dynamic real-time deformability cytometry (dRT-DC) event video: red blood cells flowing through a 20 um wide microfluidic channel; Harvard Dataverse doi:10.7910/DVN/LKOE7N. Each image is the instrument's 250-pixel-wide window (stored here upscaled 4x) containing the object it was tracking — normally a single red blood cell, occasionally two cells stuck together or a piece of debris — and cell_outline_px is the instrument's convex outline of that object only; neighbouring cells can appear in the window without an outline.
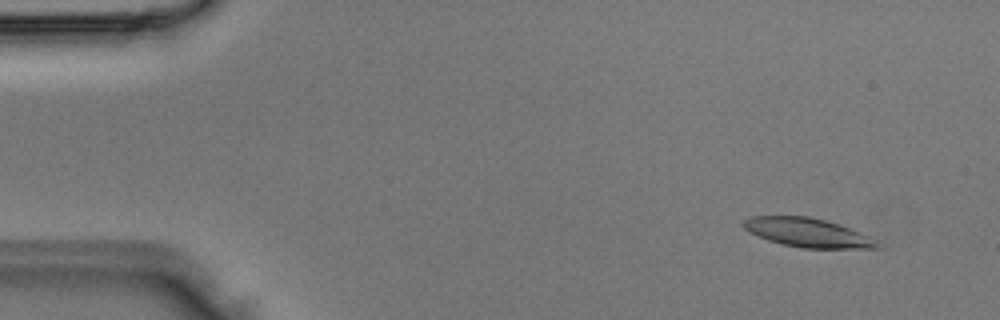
{"species": "Egyptian fruit bat (a non-hibernating species)", "species_latin": "Rousettus aegyptiacus", "temperature_condition": "room temperature", "stored_images_in_passage": 4, "camera_frame_rate_fps": 3000, "um_per_image_px": 0.085, "animal": {"sex": "male"}, "frame": {"image": 1, "passage_image": 2, "time_ms": 0.333, "image_size_px": [1000, 320], "cell_outline_px": [[884, 248], [804, 248], [784, 244], [768, 240], [744, 228], [740, 224], [744, 220], [752, 216], [808, 216], [840, 224], [860, 232], [868, 236]], "centroid_in_image_um": [68.65, 19.76], "position_along_channel_um": 16.3, "area_um2": 22.25}}